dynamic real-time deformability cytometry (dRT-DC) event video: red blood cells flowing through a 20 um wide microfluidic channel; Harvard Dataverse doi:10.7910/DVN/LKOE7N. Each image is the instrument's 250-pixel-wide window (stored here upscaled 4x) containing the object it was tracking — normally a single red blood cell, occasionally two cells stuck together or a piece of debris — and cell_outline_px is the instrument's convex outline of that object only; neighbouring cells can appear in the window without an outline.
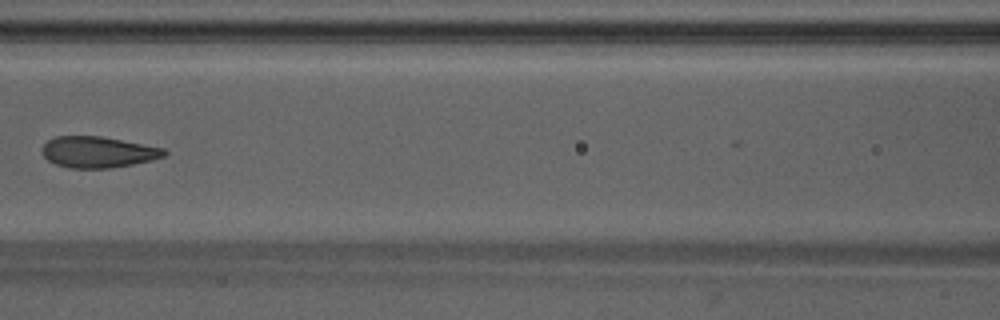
{"species": "Egyptian fruit bat (a non-hibernating species)", "species_latin": "Rousettus aegyptiacus", "temperature_condition": "warm", "stored_images_in_passage": 8, "camera_frame_rate_fps": 3000, "um_per_image_px": 0.085, "animal": {"sex": "male"}, "frame": {"image": 1, "passage_image": 7, "time_ms": 2.0, "image_size_px": [1000, 320], "cell_outline_px": [[168, 152], [164, 156], [152, 160], [132, 164], [108, 168], [68, 168], [56, 164], [48, 160], [44, 156], [40, 148], [48, 140], [56, 136], [100, 136], [164, 148]], "centroid_in_image_um": [8.3, 12.92], "position_along_channel_um": 158.3, "area_um2": 22.08}}